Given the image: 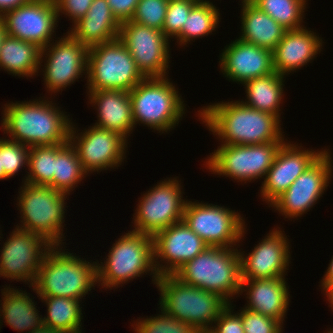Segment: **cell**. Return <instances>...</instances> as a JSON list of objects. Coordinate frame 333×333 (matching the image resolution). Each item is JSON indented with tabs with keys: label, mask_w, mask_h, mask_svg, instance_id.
<instances>
[{
	"label": "cell",
	"mask_w": 333,
	"mask_h": 333,
	"mask_svg": "<svg viewBox=\"0 0 333 333\" xmlns=\"http://www.w3.org/2000/svg\"><path fill=\"white\" fill-rule=\"evenodd\" d=\"M198 111L206 127L222 145H256L284 141L280 118L239 101L214 103Z\"/></svg>",
	"instance_id": "6da1fadb"
},
{
	"label": "cell",
	"mask_w": 333,
	"mask_h": 333,
	"mask_svg": "<svg viewBox=\"0 0 333 333\" xmlns=\"http://www.w3.org/2000/svg\"><path fill=\"white\" fill-rule=\"evenodd\" d=\"M53 104L48 99L5 104L1 129L29 147L67 143L72 122Z\"/></svg>",
	"instance_id": "7a4b0ae2"
},
{
	"label": "cell",
	"mask_w": 333,
	"mask_h": 333,
	"mask_svg": "<svg viewBox=\"0 0 333 333\" xmlns=\"http://www.w3.org/2000/svg\"><path fill=\"white\" fill-rule=\"evenodd\" d=\"M61 246H53L45 255L33 291L39 296L80 300L98 283L97 262L91 264L78 258L76 253L74 256L68 251H61Z\"/></svg>",
	"instance_id": "3957f363"
},
{
	"label": "cell",
	"mask_w": 333,
	"mask_h": 333,
	"mask_svg": "<svg viewBox=\"0 0 333 333\" xmlns=\"http://www.w3.org/2000/svg\"><path fill=\"white\" fill-rule=\"evenodd\" d=\"M173 275L183 283L217 293L230 304L233 295L240 294L239 250L234 247H207Z\"/></svg>",
	"instance_id": "277c9868"
},
{
	"label": "cell",
	"mask_w": 333,
	"mask_h": 333,
	"mask_svg": "<svg viewBox=\"0 0 333 333\" xmlns=\"http://www.w3.org/2000/svg\"><path fill=\"white\" fill-rule=\"evenodd\" d=\"M156 286L161 296L160 308L169 316L187 322L197 330H210L213 322L229 305L217 293L183 283L174 275L159 276Z\"/></svg>",
	"instance_id": "5b68a950"
},
{
	"label": "cell",
	"mask_w": 333,
	"mask_h": 333,
	"mask_svg": "<svg viewBox=\"0 0 333 333\" xmlns=\"http://www.w3.org/2000/svg\"><path fill=\"white\" fill-rule=\"evenodd\" d=\"M115 242L106 261L96 264L98 286L112 289L150 271L156 284L159 275L154 266L152 236L132 230Z\"/></svg>",
	"instance_id": "8992f818"
},
{
	"label": "cell",
	"mask_w": 333,
	"mask_h": 333,
	"mask_svg": "<svg viewBox=\"0 0 333 333\" xmlns=\"http://www.w3.org/2000/svg\"><path fill=\"white\" fill-rule=\"evenodd\" d=\"M129 94L134 125L143 123L164 133L174 128L185 112L184 101L167 76L144 78Z\"/></svg>",
	"instance_id": "52a82bcc"
},
{
	"label": "cell",
	"mask_w": 333,
	"mask_h": 333,
	"mask_svg": "<svg viewBox=\"0 0 333 333\" xmlns=\"http://www.w3.org/2000/svg\"><path fill=\"white\" fill-rule=\"evenodd\" d=\"M18 208L21 219L16 226L33 234H39L52 246H59L63 239V223L66 195L48 185L24 182L20 189Z\"/></svg>",
	"instance_id": "ba28073f"
},
{
	"label": "cell",
	"mask_w": 333,
	"mask_h": 333,
	"mask_svg": "<svg viewBox=\"0 0 333 333\" xmlns=\"http://www.w3.org/2000/svg\"><path fill=\"white\" fill-rule=\"evenodd\" d=\"M144 78L132 55L119 39L89 48V91L112 89L130 92Z\"/></svg>",
	"instance_id": "9c48e42d"
},
{
	"label": "cell",
	"mask_w": 333,
	"mask_h": 333,
	"mask_svg": "<svg viewBox=\"0 0 333 333\" xmlns=\"http://www.w3.org/2000/svg\"><path fill=\"white\" fill-rule=\"evenodd\" d=\"M285 141L256 145H220L210 154L205 166L214 174L234 178L238 182L265 178L280 146Z\"/></svg>",
	"instance_id": "30bf717a"
},
{
	"label": "cell",
	"mask_w": 333,
	"mask_h": 333,
	"mask_svg": "<svg viewBox=\"0 0 333 333\" xmlns=\"http://www.w3.org/2000/svg\"><path fill=\"white\" fill-rule=\"evenodd\" d=\"M209 247L231 248L245 233L241 215L230 208L187 200L183 219Z\"/></svg>",
	"instance_id": "8fae6325"
},
{
	"label": "cell",
	"mask_w": 333,
	"mask_h": 333,
	"mask_svg": "<svg viewBox=\"0 0 333 333\" xmlns=\"http://www.w3.org/2000/svg\"><path fill=\"white\" fill-rule=\"evenodd\" d=\"M181 184L175 178L159 182L138 203L133 231L154 236L183 219L187 200H183Z\"/></svg>",
	"instance_id": "7c38bea8"
},
{
	"label": "cell",
	"mask_w": 333,
	"mask_h": 333,
	"mask_svg": "<svg viewBox=\"0 0 333 333\" xmlns=\"http://www.w3.org/2000/svg\"><path fill=\"white\" fill-rule=\"evenodd\" d=\"M118 39L128 49L145 78L167 75L170 39L162 31L127 20L120 24Z\"/></svg>",
	"instance_id": "4fadbf2b"
},
{
	"label": "cell",
	"mask_w": 333,
	"mask_h": 333,
	"mask_svg": "<svg viewBox=\"0 0 333 333\" xmlns=\"http://www.w3.org/2000/svg\"><path fill=\"white\" fill-rule=\"evenodd\" d=\"M53 246L39 234L15 227L0 256V277L28 281L33 287L39 267Z\"/></svg>",
	"instance_id": "5bb4252c"
},
{
	"label": "cell",
	"mask_w": 333,
	"mask_h": 333,
	"mask_svg": "<svg viewBox=\"0 0 333 333\" xmlns=\"http://www.w3.org/2000/svg\"><path fill=\"white\" fill-rule=\"evenodd\" d=\"M73 126L71 123L68 141L75 148L87 174L118 167L124 161L128 144L125 137L95 125L76 134Z\"/></svg>",
	"instance_id": "9a60e30c"
},
{
	"label": "cell",
	"mask_w": 333,
	"mask_h": 333,
	"mask_svg": "<svg viewBox=\"0 0 333 333\" xmlns=\"http://www.w3.org/2000/svg\"><path fill=\"white\" fill-rule=\"evenodd\" d=\"M325 152L271 204L284 218H297L311 209L331 180L332 157ZM331 160V161H330Z\"/></svg>",
	"instance_id": "2e32d148"
},
{
	"label": "cell",
	"mask_w": 333,
	"mask_h": 333,
	"mask_svg": "<svg viewBox=\"0 0 333 333\" xmlns=\"http://www.w3.org/2000/svg\"><path fill=\"white\" fill-rule=\"evenodd\" d=\"M88 51L89 48L77 41L69 32L55 43L45 46L41 51V57L47 55L42 70L47 91L60 92L79 79L80 75L82 77L85 71L87 75Z\"/></svg>",
	"instance_id": "e0dca14e"
},
{
	"label": "cell",
	"mask_w": 333,
	"mask_h": 333,
	"mask_svg": "<svg viewBox=\"0 0 333 333\" xmlns=\"http://www.w3.org/2000/svg\"><path fill=\"white\" fill-rule=\"evenodd\" d=\"M58 19L54 0H31L0 17L7 35L42 49L51 43Z\"/></svg>",
	"instance_id": "ac0fdd59"
},
{
	"label": "cell",
	"mask_w": 333,
	"mask_h": 333,
	"mask_svg": "<svg viewBox=\"0 0 333 333\" xmlns=\"http://www.w3.org/2000/svg\"><path fill=\"white\" fill-rule=\"evenodd\" d=\"M152 238L154 266L159 276L173 275L185 262L209 247L183 220L159 231ZM158 259L166 265L159 264Z\"/></svg>",
	"instance_id": "d6986e66"
},
{
	"label": "cell",
	"mask_w": 333,
	"mask_h": 333,
	"mask_svg": "<svg viewBox=\"0 0 333 333\" xmlns=\"http://www.w3.org/2000/svg\"><path fill=\"white\" fill-rule=\"evenodd\" d=\"M289 245L287 236L276 228L248 256L239 251L241 280L284 277L291 258Z\"/></svg>",
	"instance_id": "ffe728a7"
},
{
	"label": "cell",
	"mask_w": 333,
	"mask_h": 333,
	"mask_svg": "<svg viewBox=\"0 0 333 333\" xmlns=\"http://www.w3.org/2000/svg\"><path fill=\"white\" fill-rule=\"evenodd\" d=\"M300 147L291 142L280 146L260 191L262 199L269 205L325 152Z\"/></svg>",
	"instance_id": "44dd1931"
},
{
	"label": "cell",
	"mask_w": 333,
	"mask_h": 333,
	"mask_svg": "<svg viewBox=\"0 0 333 333\" xmlns=\"http://www.w3.org/2000/svg\"><path fill=\"white\" fill-rule=\"evenodd\" d=\"M220 60L224 76L241 84L274 72L272 51L239 38L225 47Z\"/></svg>",
	"instance_id": "7402d4cb"
},
{
	"label": "cell",
	"mask_w": 333,
	"mask_h": 333,
	"mask_svg": "<svg viewBox=\"0 0 333 333\" xmlns=\"http://www.w3.org/2000/svg\"><path fill=\"white\" fill-rule=\"evenodd\" d=\"M322 41L306 27L287 30L273 51L274 71L284 76L307 65L320 53Z\"/></svg>",
	"instance_id": "603a6c76"
},
{
	"label": "cell",
	"mask_w": 333,
	"mask_h": 333,
	"mask_svg": "<svg viewBox=\"0 0 333 333\" xmlns=\"http://www.w3.org/2000/svg\"><path fill=\"white\" fill-rule=\"evenodd\" d=\"M285 277L241 280L240 295L246 292L249 299L245 308L269 316L283 324L290 303Z\"/></svg>",
	"instance_id": "cb8c5ba5"
},
{
	"label": "cell",
	"mask_w": 333,
	"mask_h": 333,
	"mask_svg": "<svg viewBox=\"0 0 333 333\" xmlns=\"http://www.w3.org/2000/svg\"><path fill=\"white\" fill-rule=\"evenodd\" d=\"M90 104L96 106L98 122L95 126L116 132L126 139L135 125L130 94L122 90L88 91Z\"/></svg>",
	"instance_id": "d4e9b609"
},
{
	"label": "cell",
	"mask_w": 333,
	"mask_h": 333,
	"mask_svg": "<svg viewBox=\"0 0 333 333\" xmlns=\"http://www.w3.org/2000/svg\"><path fill=\"white\" fill-rule=\"evenodd\" d=\"M120 24L106 0H93L86 15L75 22L68 32L90 48L118 39Z\"/></svg>",
	"instance_id": "484cf974"
},
{
	"label": "cell",
	"mask_w": 333,
	"mask_h": 333,
	"mask_svg": "<svg viewBox=\"0 0 333 333\" xmlns=\"http://www.w3.org/2000/svg\"><path fill=\"white\" fill-rule=\"evenodd\" d=\"M241 41L274 51L287 29L251 1H242Z\"/></svg>",
	"instance_id": "4316f807"
},
{
	"label": "cell",
	"mask_w": 333,
	"mask_h": 333,
	"mask_svg": "<svg viewBox=\"0 0 333 333\" xmlns=\"http://www.w3.org/2000/svg\"><path fill=\"white\" fill-rule=\"evenodd\" d=\"M41 51L34 43L6 34L0 47V67L14 76L32 77L42 66Z\"/></svg>",
	"instance_id": "83f0119b"
},
{
	"label": "cell",
	"mask_w": 333,
	"mask_h": 333,
	"mask_svg": "<svg viewBox=\"0 0 333 333\" xmlns=\"http://www.w3.org/2000/svg\"><path fill=\"white\" fill-rule=\"evenodd\" d=\"M1 292L4 297L1 298L3 302L0 304V318L3 315L6 325L21 332H30L44 325L42 316L38 315L40 311L35 307L36 303L34 304L27 292L10 286Z\"/></svg>",
	"instance_id": "f1b7e54d"
},
{
	"label": "cell",
	"mask_w": 333,
	"mask_h": 333,
	"mask_svg": "<svg viewBox=\"0 0 333 333\" xmlns=\"http://www.w3.org/2000/svg\"><path fill=\"white\" fill-rule=\"evenodd\" d=\"M284 76L273 72L244 83L248 101H241L245 106L280 118Z\"/></svg>",
	"instance_id": "f546056e"
},
{
	"label": "cell",
	"mask_w": 333,
	"mask_h": 333,
	"mask_svg": "<svg viewBox=\"0 0 333 333\" xmlns=\"http://www.w3.org/2000/svg\"><path fill=\"white\" fill-rule=\"evenodd\" d=\"M47 306L43 324L63 333H82V307L78 299L38 296ZM81 328V329H80Z\"/></svg>",
	"instance_id": "4dcf8cb0"
},
{
	"label": "cell",
	"mask_w": 333,
	"mask_h": 333,
	"mask_svg": "<svg viewBox=\"0 0 333 333\" xmlns=\"http://www.w3.org/2000/svg\"><path fill=\"white\" fill-rule=\"evenodd\" d=\"M75 148L68 141L56 145L53 188L70 194L78 183L86 177Z\"/></svg>",
	"instance_id": "1f68e13d"
},
{
	"label": "cell",
	"mask_w": 333,
	"mask_h": 333,
	"mask_svg": "<svg viewBox=\"0 0 333 333\" xmlns=\"http://www.w3.org/2000/svg\"><path fill=\"white\" fill-rule=\"evenodd\" d=\"M218 10L212 3L198 2L191 9L181 33L176 37L178 43L181 46L186 45L191 42L190 40L212 34L215 28H218L220 18Z\"/></svg>",
	"instance_id": "d6a6232c"
},
{
	"label": "cell",
	"mask_w": 333,
	"mask_h": 333,
	"mask_svg": "<svg viewBox=\"0 0 333 333\" xmlns=\"http://www.w3.org/2000/svg\"><path fill=\"white\" fill-rule=\"evenodd\" d=\"M287 30L303 28L307 0H250ZM303 26V27H302Z\"/></svg>",
	"instance_id": "836d02e7"
},
{
	"label": "cell",
	"mask_w": 333,
	"mask_h": 333,
	"mask_svg": "<svg viewBox=\"0 0 333 333\" xmlns=\"http://www.w3.org/2000/svg\"><path fill=\"white\" fill-rule=\"evenodd\" d=\"M56 145L34 146L29 149L27 177L24 182L53 188Z\"/></svg>",
	"instance_id": "e575fe53"
},
{
	"label": "cell",
	"mask_w": 333,
	"mask_h": 333,
	"mask_svg": "<svg viewBox=\"0 0 333 333\" xmlns=\"http://www.w3.org/2000/svg\"><path fill=\"white\" fill-rule=\"evenodd\" d=\"M161 315L137 319L133 326L136 333H197V329L187 322L179 321L166 314L162 309ZM139 320V321H138Z\"/></svg>",
	"instance_id": "d590c367"
},
{
	"label": "cell",
	"mask_w": 333,
	"mask_h": 333,
	"mask_svg": "<svg viewBox=\"0 0 333 333\" xmlns=\"http://www.w3.org/2000/svg\"><path fill=\"white\" fill-rule=\"evenodd\" d=\"M30 147L10 139H0V162L5 175L10 178L24 165L28 168Z\"/></svg>",
	"instance_id": "8d00e7d4"
},
{
	"label": "cell",
	"mask_w": 333,
	"mask_h": 333,
	"mask_svg": "<svg viewBox=\"0 0 333 333\" xmlns=\"http://www.w3.org/2000/svg\"><path fill=\"white\" fill-rule=\"evenodd\" d=\"M169 0H139L130 21L162 31Z\"/></svg>",
	"instance_id": "74e56055"
},
{
	"label": "cell",
	"mask_w": 333,
	"mask_h": 333,
	"mask_svg": "<svg viewBox=\"0 0 333 333\" xmlns=\"http://www.w3.org/2000/svg\"><path fill=\"white\" fill-rule=\"evenodd\" d=\"M199 0H169L162 28L163 34L169 39L177 37L182 30L183 24L188 18L191 9Z\"/></svg>",
	"instance_id": "f35d334b"
},
{
	"label": "cell",
	"mask_w": 333,
	"mask_h": 333,
	"mask_svg": "<svg viewBox=\"0 0 333 333\" xmlns=\"http://www.w3.org/2000/svg\"><path fill=\"white\" fill-rule=\"evenodd\" d=\"M238 314L243 321L244 333H275L282 324L269 316L262 315L247 308H242Z\"/></svg>",
	"instance_id": "ab89813d"
},
{
	"label": "cell",
	"mask_w": 333,
	"mask_h": 333,
	"mask_svg": "<svg viewBox=\"0 0 333 333\" xmlns=\"http://www.w3.org/2000/svg\"><path fill=\"white\" fill-rule=\"evenodd\" d=\"M232 303H230L214 321L211 326L212 333H244L243 321L238 313L233 314ZM232 312V313H231Z\"/></svg>",
	"instance_id": "60d3db41"
},
{
	"label": "cell",
	"mask_w": 333,
	"mask_h": 333,
	"mask_svg": "<svg viewBox=\"0 0 333 333\" xmlns=\"http://www.w3.org/2000/svg\"><path fill=\"white\" fill-rule=\"evenodd\" d=\"M57 16L60 13L67 15L73 23L86 15L93 0H54Z\"/></svg>",
	"instance_id": "b9f144b4"
},
{
	"label": "cell",
	"mask_w": 333,
	"mask_h": 333,
	"mask_svg": "<svg viewBox=\"0 0 333 333\" xmlns=\"http://www.w3.org/2000/svg\"><path fill=\"white\" fill-rule=\"evenodd\" d=\"M117 20L122 23L131 20L139 0H106Z\"/></svg>",
	"instance_id": "7bdbcfd3"
},
{
	"label": "cell",
	"mask_w": 333,
	"mask_h": 333,
	"mask_svg": "<svg viewBox=\"0 0 333 333\" xmlns=\"http://www.w3.org/2000/svg\"><path fill=\"white\" fill-rule=\"evenodd\" d=\"M31 0H0V17L7 11L16 9Z\"/></svg>",
	"instance_id": "ee69618b"
},
{
	"label": "cell",
	"mask_w": 333,
	"mask_h": 333,
	"mask_svg": "<svg viewBox=\"0 0 333 333\" xmlns=\"http://www.w3.org/2000/svg\"><path fill=\"white\" fill-rule=\"evenodd\" d=\"M325 273L326 274L321 281V288L323 289L322 291L326 292L330 287L333 286V257Z\"/></svg>",
	"instance_id": "f6af8a7d"
},
{
	"label": "cell",
	"mask_w": 333,
	"mask_h": 333,
	"mask_svg": "<svg viewBox=\"0 0 333 333\" xmlns=\"http://www.w3.org/2000/svg\"><path fill=\"white\" fill-rule=\"evenodd\" d=\"M27 333V332H26ZM28 333H63L62 331H59V330H55V329H52L48 326H41V327H37L35 330H32Z\"/></svg>",
	"instance_id": "bcb514c9"
},
{
	"label": "cell",
	"mask_w": 333,
	"mask_h": 333,
	"mask_svg": "<svg viewBox=\"0 0 333 333\" xmlns=\"http://www.w3.org/2000/svg\"><path fill=\"white\" fill-rule=\"evenodd\" d=\"M325 295H327V299L330 303V307L332 308L333 310V286L330 287L326 292H325Z\"/></svg>",
	"instance_id": "7dc6e473"
},
{
	"label": "cell",
	"mask_w": 333,
	"mask_h": 333,
	"mask_svg": "<svg viewBox=\"0 0 333 333\" xmlns=\"http://www.w3.org/2000/svg\"><path fill=\"white\" fill-rule=\"evenodd\" d=\"M5 35H6V33H5L4 25L0 20V47H1V44L3 42Z\"/></svg>",
	"instance_id": "c3c4849f"
},
{
	"label": "cell",
	"mask_w": 333,
	"mask_h": 333,
	"mask_svg": "<svg viewBox=\"0 0 333 333\" xmlns=\"http://www.w3.org/2000/svg\"><path fill=\"white\" fill-rule=\"evenodd\" d=\"M8 179V177L5 175V172H4V169L1 168V162H0V180H3V179Z\"/></svg>",
	"instance_id": "681fc988"
},
{
	"label": "cell",
	"mask_w": 333,
	"mask_h": 333,
	"mask_svg": "<svg viewBox=\"0 0 333 333\" xmlns=\"http://www.w3.org/2000/svg\"><path fill=\"white\" fill-rule=\"evenodd\" d=\"M282 325H283V324H281V325L279 326V328L275 331V333H282V332H283L282 329H283L284 327H282Z\"/></svg>",
	"instance_id": "f907efd6"
},
{
	"label": "cell",
	"mask_w": 333,
	"mask_h": 333,
	"mask_svg": "<svg viewBox=\"0 0 333 333\" xmlns=\"http://www.w3.org/2000/svg\"><path fill=\"white\" fill-rule=\"evenodd\" d=\"M197 333H212L211 330H198Z\"/></svg>",
	"instance_id": "816d5d0a"
},
{
	"label": "cell",
	"mask_w": 333,
	"mask_h": 333,
	"mask_svg": "<svg viewBox=\"0 0 333 333\" xmlns=\"http://www.w3.org/2000/svg\"><path fill=\"white\" fill-rule=\"evenodd\" d=\"M199 2H202V3H211L210 1H204V0H199Z\"/></svg>",
	"instance_id": "f5cc1de1"
}]
</instances>
